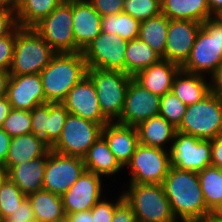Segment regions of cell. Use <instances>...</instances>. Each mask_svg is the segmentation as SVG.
Instances as JSON below:
<instances>
[{"instance_id":"12","label":"cell","mask_w":222,"mask_h":222,"mask_svg":"<svg viewBox=\"0 0 222 222\" xmlns=\"http://www.w3.org/2000/svg\"><path fill=\"white\" fill-rule=\"evenodd\" d=\"M83 159L49 150L43 179V190L61 196L84 173Z\"/></svg>"},{"instance_id":"4","label":"cell","mask_w":222,"mask_h":222,"mask_svg":"<svg viewBox=\"0 0 222 222\" xmlns=\"http://www.w3.org/2000/svg\"><path fill=\"white\" fill-rule=\"evenodd\" d=\"M56 52L34 28L15 29V47L10 75L39 74Z\"/></svg>"},{"instance_id":"8","label":"cell","mask_w":222,"mask_h":222,"mask_svg":"<svg viewBox=\"0 0 222 222\" xmlns=\"http://www.w3.org/2000/svg\"><path fill=\"white\" fill-rule=\"evenodd\" d=\"M33 28L56 53L76 52L73 34V0H63Z\"/></svg>"},{"instance_id":"49","label":"cell","mask_w":222,"mask_h":222,"mask_svg":"<svg viewBox=\"0 0 222 222\" xmlns=\"http://www.w3.org/2000/svg\"><path fill=\"white\" fill-rule=\"evenodd\" d=\"M64 222H92V214L90 210L81 211L65 216Z\"/></svg>"},{"instance_id":"30","label":"cell","mask_w":222,"mask_h":222,"mask_svg":"<svg viewBox=\"0 0 222 222\" xmlns=\"http://www.w3.org/2000/svg\"><path fill=\"white\" fill-rule=\"evenodd\" d=\"M169 20L164 14H159L140 22L138 38L147 43L161 56L165 53L166 35Z\"/></svg>"},{"instance_id":"37","label":"cell","mask_w":222,"mask_h":222,"mask_svg":"<svg viewBox=\"0 0 222 222\" xmlns=\"http://www.w3.org/2000/svg\"><path fill=\"white\" fill-rule=\"evenodd\" d=\"M68 110L62 103H49V116H47V144L51 147L60 137Z\"/></svg>"},{"instance_id":"55","label":"cell","mask_w":222,"mask_h":222,"mask_svg":"<svg viewBox=\"0 0 222 222\" xmlns=\"http://www.w3.org/2000/svg\"><path fill=\"white\" fill-rule=\"evenodd\" d=\"M7 178H8L7 168L0 163V188Z\"/></svg>"},{"instance_id":"40","label":"cell","mask_w":222,"mask_h":222,"mask_svg":"<svg viewBox=\"0 0 222 222\" xmlns=\"http://www.w3.org/2000/svg\"><path fill=\"white\" fill-rule=\"evenodd\" d=\"M124 201L123 194H121L116 200L112 203L106 201L105 199L99 200L95 206L90 210L92 214V222H111L115 209Z\"/></svg>"},{"instance_id":"53","label":"cell","mask_w":222,"mask_h":222,"mask_svg":"<svg viewBox=\"0 0 222 222\" xmlns=\"http://www.w3.org/2000/svg\"><path fill=\"white\" fill-rule=\"evenodd\" d=\"M201 222H222V211L208 213Z\"/></svg>"},{"instance_id":"52","label":"cell","mask_w":222,"mask_h":222,"mask_svg":"<svg viewBox=\"0 0 222 222\" xmlns=\"http://www.w3.org/2000/svg\"><path fill=\"white\" fill-rule=\"evenodd\" d=\"M9 77L10 73L8 71H0V97L6 96Z\"/></svg>"},{"instance_id":"43","label":"cell","mask_w":222,"mask_h":222,"mask_svg":"<svg viewBox=\"0 0 222 222\" xmlns=\"http://www.w3.org/2000/svg\"><path fill=\"white\" fill-rule=\"evenodd\" d=\"M18 26L16 11L0 8V37L11 34Z\"/></svg>"},{"instance_id":"56","label":"cell","mask_w":222,"mask_h":222,"mask_svg":"<svg viewBox=\"0 0 222 222\" xmlns=\"http://www.w3.org/2000/svg\"><path fill=\"white\" fill-rule=\"evenodd\" d=\"M219 170L220 175L222 176V167H217Z\"/></svg>"},{"instance_id":"20","label":"cell","mask_w":222,"mask_h":222,"mask_svg":"<svg viewBox=\"0 0 222 222\" xmlns=\"http://www.w3.org/2000/svg\"><path fill=\"white\" fill-rule=\"evenodd\" d=\"M102 137L108 143L109 149L122 167L129 163L139 144L136 127L108 122L103 126Z\"/></svg>"},{"instance_id":"35","label":"cell","mask_w":222,"mask_h":222,"mask_svg":"<svg viewBox=\"0 0 222 222\" xmlns=\"http://www.w3.org/2000/svg\"><path fill=\"white\" fill-rule=\"evenodd\" d=\"M122 12L142 22L161 14V0H125Z\"/></svg>"},{"instance_id":"19","label":"cell","mask_w":222,"mask_h":222,"mask_svg":"<svg viewBox=\"0 0 222 222\" xmlns=\"http://www.w3.org/2000/svg\"><path fill=\"white\" fill-rule=\"evenodd\" d=\"M101 18L102 16L88 0H73V34L76 52H83L102 32Z\"/></svg>"},{"instance_id":"2","label":"cell","mask_w":222,"mask_h":222,"mask_svg":"<svg viewBox=\"0 0 222 222\" xmlns=\"http://www.w3.org/2000/svg\"><path fill=\"white\" fill-rule=\"evenodd\" d=\"M39 74L45 103H62L69 90L87 75V65L82 52L56 53Z\"/></svg>"},{"instance_id":"50","label":"cell","mask_w":222,"mask_h":222,"mask_svg":"<svg viewBox=\"0 0 222 222\" xmlns=\"http://www.w3.org/2000/svg\"><path fill=\"white\" fill-rule=\"evenodd\" d=\"M11 110L12 107L7 97L6 96L0 97V128L3 124V121L8 116Z\"/></svg>"},{"instance_id":"39","label":"cell","mask_w":222,"mask_h":222,"mask_svg":"<svg viewBox=\"0 0 222 222\" xmlns=\"http://www.w3.org/2000/svg\"><path fill=\"white\" fill-rule=\"evenodd\" d=\"M47 116H49V103L37 105L31 110V133L37 135L47 143Z\"/></svg>"},{"instance_id":"34","label":"cell","mask_w":222,"mask_h":222,"mask_svg":"<svg viewBox=\"0 0 222 222\" xmlns=\"http://www.w3.org/2000/svg\"><path fill=\"white\" fill-rule=\"evenodd\" d=\"M27 198L9 178L0 188V219L5 220Z\"/></svg>"},{"instance_id":"15","label":"cell","mask_w":222,"mask_h":222,"mask_svg":"<svg viewBox=\"0 0 222 222\" xmlns=\"http://www.w3.org/2000/svg\"><path fill=\"white\" fill-rule=\"evenodd\" d=\"M101 176L85 170L79 179L61 195L65 215L91 210L102 199Z\"/></svg>"},{"instance_id":"24","label":"cell","mask_w":222,"mask_h":222,"mask_svg":"<svg viewBox=\"0 0 222 222\" xmlns=\"http://www.w3.org/2000/svg\"><path fill=\"white\" fill-rule=\"evenodd\" d=\"M205 79L204 75L180 69L173 80L171 91L187 106L193 105L211 93L210 82Z\"/></svg>"},{"instance_id":"57","label":"cell","mask_w":222,"mask_h":222,"mask_svg":"<svg viewBox=\"0 0 222 222\" xmlns=\"http://www.w3.org/2000/svg\"><path fill=\"white\" fill-rule=\"evenodd\" d=\"M0 222H9V221H7V220H0Z\"/></svg>"},{"instance_id":"36","label":"cell","mask_w":222,"mask_h":222,"mask_svg":"<svg viewBox=\"0 0 222 222\" xmlns=\"http://www.w3.org/2000/svg\"><path fill=\"white\" fill-rule=\"evenodd\" d=\"M186 108L187 105L170 91L161 96L159 115L177 128L183 119Z\"/></svg>"},{"instance_id":"18","label":"cell","mask_w":222,"mask_h":222,"mask_svg":"<svg viewBox=\"0 0 222 222\" xmlns=\"http://www.w3.org/2000/svg\"><path fill=\"white\" fill-rule=\"evenodd\" d=\"M6 97L12 109L31 111L45 103L40 74L10 75Z\"/></svg>"},{"instance_id":"51","label":"cell","mask_w":222,"mask_h":222,"mask_svg":"<svg viewBox=\"0 0 222 222\" xmlns=\"http://www.w3.org/2000/svg\"><path fill=\"white\" fill-rule=\"evenodd\" d=\"M212 16L222 15V0H207Z\"/></svg>"},{"instance_id":"7","label":"cell","mask_w":222,"mask_h":222,"mask_svg":"<svg viewBox=\"0 0 222 222\" xmlns=\"http://www.w3.org/2000/svg\"><path fill=\"white\" fill-rule=\"evenodd\" d=\"M177 131L200 139L221 136L222 97L210 93L202 101L187 106Z\"/></svg>"},{"instance_id":"11","label":"cell","mask_w":222,"mask_h":222,"mask_svg":"<svg viewBox=\"0 0 222 222\" xmlns=\"http://www.w3.org/2000/svg\"><path fill=\"white\" fill-rule=\"evenodd\" d=\"M169 146L170 167L199 172L211 166L210 139H200L177 131Z\"/></svg>"},{"instance_id":"38","label":"cell","mask_w":222,"mask_h":222,"mask_svg":"<svg viewBox=\"0 0 222 222\" xmlns=\"http://www.w3.org/2000/svg\"><path fill=\"white\" fill-rule=\"evenodd\" d=\"M1 128L11 137L31 133V111L12 109Z\"/></svg>"},{"instance_id":"33","label":"cell","mask_w":222,"mask_h":222,"mask_svg":"<svg viewBox=\"0 0 222 222\" xmlns=\"http://www.w3.org/2000/svg\"><path fill=\"white\" fill-rule=\"evenodd\" d=\"M139 27L140 22L124 12L105 15L101 18L102 32L117 34L126 41L138 38Z\"/></svg>"},{"instance_id":"32","label":"cell","mask_w":222,"mask_h":222,"mask_svg":"<svg viewBox=\"0 0 222 222\" xmlns=\"http://www.w3.org/2000/svg\"><path fill=\"white\" fill-rule=\"evenodd\" d=\"M197 174L206 207L211 212L222 211V176L218 168L208 166Z\"/></svg>"},{"instance_id":"9","label":"cell","mask_w":222,"mask_h":222,"mask_svg":"<svg viewBox=\"0 0 222 222\" xmlns=\"http://www.w3.org/2000/svg\"><path fill=\"white\" fill-rule=\"evenodd\" d=\"M103 125L68 114L59 139L50 147L64 155L83 158L87 150L102 136Z\"/></svg>"},{"instance_id":"13","label":"cell","mask_w":222,"mask_h":222,"mask_svg":"<svg viewBox=\"0 0 222 222\" xmlns=\"http://www.w3.org/2000/svg\"><path fill=\"white\" fill-rule=\"evenodd\" d=\"M127 44L117 34L101 32L82 52L87 68L125 72Z\"/></svg>"},{"instance_id":"47","label":"cell","mask_w":222,"mask_h":222,"mask_svg":"<svg viewBox=\"0 0 222 222\" xmlns=\"http://www.w3.org/2000/svg\"><path fill=\"white\" fill-rule=\"evenodd\" d=\"M210 92L222 97V63L215 69L209 78Z\"/></svg>"},{"instance_id":"14","label":"cell","mask_w":222,"mask_h":222,"mask_svg":"<svg viewBox=\"0 0 222 222\" xmlns=\"http://www.w3.org/2000/svg\"><path fill=\"white\" fill-rule=\"evenodd\" d=\"M160 100L159 95L145 89L132 77L117 123L136 127L147 119L158 116Z\"/></svg>"},{"instance_id":"29","label":"cell","mask_w":222,"mask_h":222,"mask_svg":"<svg viewBox=\"0 0 222 222\" xmlns=\"http://www.w3.org/2000/svg\"><path fill=\"white\" fill-rule=\"evenodd\" d=\"M162 56L139 38L128 41L125 52V73L135 76L139 71L159 62Z\"/></svg>"},{"instance_id":"28","label":"cell","mask_w":222,"mask_h":222,"mask_svg":"<svg viewBox=\"0 0 222 222\" xmlns=\"http://www.w3.org/2000/svg\"><path fill=\"white\" fill-rule=\"evenodd\" d=\"M36 222H64L65 212L61 196L46 190L27 195Z\"/></svg>"},{"instance_id":"5","label":"cell","mask_w":222,"mask_h":222,"mask_svg":"<svg viewBox=\"0 0 222 222\" xmlns=\"http://www.w3.org/2000/svg\"><path fill=\"white\" fill-rule=\"evenodd\" d=\"M125 202L140 222H178L162 184L130 183L124 191Z\"/></svg>"},{"instance_id":"22","label":"cell","mask_w":222,"mask_h":222,"mask_svg":"<svg viewBox=\"0 0 222 222\" xmlns=\"http://www.w3.org/2000/svg\"><path fill=\"white\" fill-rule=\"evenodd\" d=\"M49 151L32 161L15 165L8 171V178L25 194L43 190V179Z\"/></svg>"},{"instance_id":"3","label":"cell","mask_w":222,"mask_h":222,"mask_svg":"<svg viewBox=\"0 0 222 222\" xmlns=\"http://www.w3.org/2000/svg\"><path fill=\"white\" fill-rule=\"evenodd\" d=\"M222 63V18L213 16L202 23L191 53L181 69L211 75ZM204 73V74H203Z\"/></svg>"},{"instance_id":"21","label":"cell","mask_w":222,"mask_h":222,"mask_svg":"<svg viewBox=\"0 0 222 222\" xmlns=\"http://www.w3.org/2000/svg\"><path fill=\"white\" fill-rule=\"evenodd\" d=\"M180 69V65L161 59L139 71L133 78L145 89L161 97L171 91L173 80Z\"/></svg>"},{"instance_id":"42","label":"cell","mask_w":222,"mask_h":222,"mask_svg":"<svg viewBox=\"0 0 222 222\" xmlns=\"http://www.w3.org/2000/svg\"><path fill=\"white\" fill-rule=\"evenodd\" d=\"M94 9L101 15L118 14L123 11L125 0H88Z\"/></svg>"},{"instance_id":"48","label":"cell","mask_w":222,"mask_h":222,"mask_svg":"<svg viewBox=\"0 0 222 222\" xmlns=\"http://www.w3.org/2000/svg\"><path fill=\"white\" fill-rule=\"evenodd\" d=\"M11 138L12 137L9 136L6 131L0 128V163L1 164L5 163V160L8 154V149L11 142Z\"/></svg>"},{"instance_id":"1","label":"cell","mask_w":222,"mask_h":222,"mask_svg":"<svg viewBox=\"0 0 222 222\" xmlns=\"http://www.w3.org/2000/svg\"><path fill=\"white\" fill-rule=\"evenodd\" d=\"M162 185L177 221L201 222L211 212L204 202L197 172L170 167Z\"/></svg>"},{"instance_id":"31","label":"cell","mask_w":222,"mask_h":222,"mask_svg":"<svg viewBox=\"0 0 222 222\" xmlns=\"http://www.w3.org/2000/svg\"><path fill=\"white\" fill-rule=\"evenodd\" d=\"M63 0H21L16 10L20 27L33 28L48 16Z\"/></svg>"},{"instance_id":"45","label":"cell","mask_w":222,"mask_h":222,"mask_svg":"<svg viewBox=\"0 0 222 222\" xmlns=\"http://www.w3.org/2000/svg\"><path fill=\"white\" fill-rule=\"evenodd\" d=\"M111 222H137L132 208L125 200L115 209Z\"/></svg>"},{"instance_id":"26","label":"cell","mask_w":222,"mask_h":222,"mask_svg":"<svg viewBox=\"0 0 222 222\" xmlns=\"http://www.w3.org/2000/svg\"><path fill=\"white\" fill-rule=\"evenodd\" d=\"M82 159L87 171L101 177L112 176L123 169L102 136L87 150Z\"/></svg>"},{"instance_id":"6","label":"cell","mask_w":222,"mask_h":222,"mask_svg":"<svg viewBox=\"0 0 222 222\" xmlns=\"http://www.w3.org/2000/svg\"><path fill=\"white\" fill-rule=\"evenodd\" d=\"M94 83L99 107L109 122H117L124 106L125 95L132 76L120 70L87 68Z\"/></svg>"},{"instance_id":"41","label":"cell","mask_w":222,"mask_h":222,"mask_svg":"<svg viewBox=\"0 0 222 222\" xmlns=\"http://www.w3.org/2000/svg\"><path fill=\"white\" fill-rule=\"evenodd\" d=\"M15 47V30L0 37V71H8L11 68Z\"/></svg>"},{"instance_id":"10","label":"cell","mask_w":222,"mask_h":222,"mask_svg":"<svg viewBox=\"0 0 222 222\" xmlns=\"http://www.w3.org/2000/svg\"><path fill=\"white\" fill-rule=\"evenodd\" d=\"M168 150L138 144L126 165L131 171L129 183L162 184L170 169Z\"/></svg>"},{"instance_id":"23","label":"cell","mask_w":222,"mask_h":222,"mask_svg":"<svg viewBox=\"0 0 222 222\" xmlns=\"http://www.w3.org/2000/svg\"><path fill=\"white\" fill-rule=\"evenodd\" d=\"M49 150L50 146L33 133L12 137L3 165L9 171L17 164L32 161L37 157L45 155Z\"/></svg>"},{"instance_id":"25","label":"cell","mask_w":222,"mask_h":222,"mask_svg":"<svg viewBox=\"0 0 222 222\" xmlns=\"http://www.w3.org/2000/svg\"><path fill=\"white\" fill-rule=\"evenodd\" d=\"M139 144L166 149L165 144L173 142L177 128L162 116H154L136 126Z\"/></svg>"},{"instance_id":"46","label":"cell","mask_w":222,"mask_h":222,"mask_svg":"<svg viewBox=\"0 0 222 222\" xmlns=\"http://www.w3.org/2000/svg\"><path fill=\"white\" fill-rule=\"evenodd\" d=\"M211 166L222 167V135L211 139Z\"/></svg>"},{"instance_id":"16","label":"cell","mask_w":222,"mask_h":222,"mask_svg":"<svg viewBox=\"0 0 222 222\" xmlns=\"http://www.w3.org/2000/svg\"><path fill=\"white\" fill-rule=\"evenodd\" d=\"M202 24L192 20H173L168 23L166 48L162 59L182 66L189 58Z\"/></svg>"},{"instance_id":"17","label":"cell","mask_w":222,"mask_h":222,"mask_svg":"<svg viewBox=\"0 0 222 222\" xmlns=\"http://www.w3.org/2000/svg\"><path fill=\"white\" fill-rule=\"evenodd\" d=\"M62 104L70 114L83 119L91 120L103 126L109 122L103 116L94 83L88 75H85L69 90Z\"/></svg>"},{"instance_id":"44","label":"cell","mask_w":222,"mask_h":222,"mask_svg":"<svg viewBox=\"0 0 222 222\" xmlns=\"http://www.w3.org/2000/svg\"><path fill=\"white\" fill-rule=\"evenodd\" d=\"M5 220L9 222H36L32 206L28 198H26L20 206Z\"/></svg>"},{"instance_id":"27","label":"cell","mask_w":222,"mask_h":222,"mask_svg":"<svg viewBox=\"0 0 222 222\" xmlns=\"http://www.w3.org/2000/svg\"><path fill=\"white\" fill-rule=\"evenodd\" d=\"M161 13L168 19L192 20L201 24L213 17L207 0H161Z\"/></svg>"},{"instance_id":"54","label":"cell","mask_w":222,"mask_h":222,"mask_svg":"<svg viewBox=\"0 0 222 222\" xmlns=\"http://www.w3.org/2000/svg\"><path fill=\"white\" fill-rule=\"evenodd\" d=\"M21 3V0H0V8H9L16 11Z\"/></svg>"}]
</instances>
